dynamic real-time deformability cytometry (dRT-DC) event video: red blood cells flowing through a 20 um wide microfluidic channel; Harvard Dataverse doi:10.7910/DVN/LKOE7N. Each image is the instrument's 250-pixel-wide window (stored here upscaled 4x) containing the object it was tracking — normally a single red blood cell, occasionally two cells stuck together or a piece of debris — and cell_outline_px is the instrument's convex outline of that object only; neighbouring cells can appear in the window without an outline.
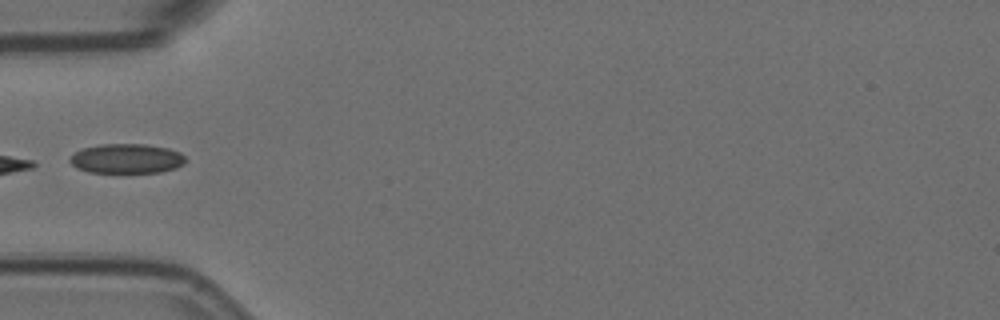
{"species": "Egyptian fruit bat (a non-hibernating species)", "species_latin": "Rousettus aegyptiacus", "temperature_condition": "room temperature", "stored_images_in_passage": 10, "camera_frame_rate_fps": 3000, "um_per_image_px": 0.085, "animal": {"sex": "female"}, "frame": {"image": 1, "passage_image": 5, "time_ms": 1.333, "image_size_px": [1000, 320], "cell_outline_px": [[188, 160], [184, 164], [176, 168], [160, 172], [88, 172], [76, 168], [68, 160], [76, 152], [84, 148], [100, 144], [144, 144], [168, 148], [180, 152]], "centroid_in_image_um": [10.79, 13.48], "position_along_channel_um": 74.2, "area_um2": 19.94}}
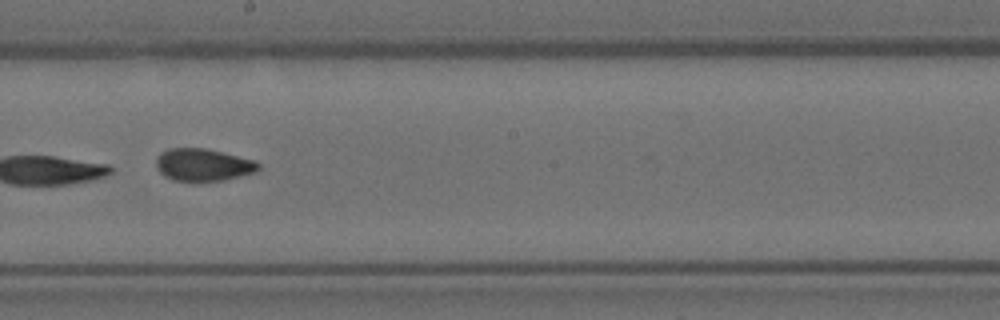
{"frame": {"image": 2, "passage_image": 9, "time_ms": 2.667, "image_size_px": [1000, 320], "cell_outline_px": [[260, 168], [256, 172], [224, 180], [172, 180], [164, 176], [156, 168], [156, 156], [160, 152], [168, 148], [204, 148], [256, 160], [260, 164]], "centroid_in_image_um": [17.25, 13.99], "position_along_channel_um": 230.9, "area_um2": 19.31}}
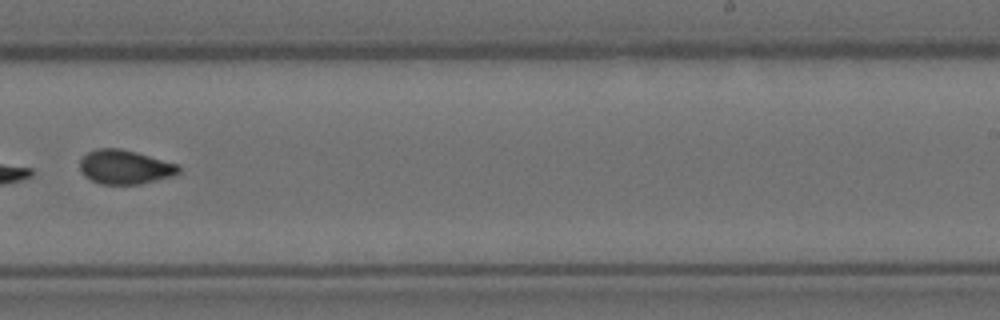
{"frame": {"image": 3, "passage_image": 10, "time_ms": 3.0, "image_size_px": [1000, 320], "cell_outline_px": [[180, 172], [172, 176], [140, 184], [100, 184], [84, 176], [80, 168], [80, 160], [88, 152], [96, 148], [120, 148], [136, 152], [180, 164]], "centroid_in_image_um": [10.63, 14.19], "position_along_channel_um": 278.4, "area_um2": 19.71}}